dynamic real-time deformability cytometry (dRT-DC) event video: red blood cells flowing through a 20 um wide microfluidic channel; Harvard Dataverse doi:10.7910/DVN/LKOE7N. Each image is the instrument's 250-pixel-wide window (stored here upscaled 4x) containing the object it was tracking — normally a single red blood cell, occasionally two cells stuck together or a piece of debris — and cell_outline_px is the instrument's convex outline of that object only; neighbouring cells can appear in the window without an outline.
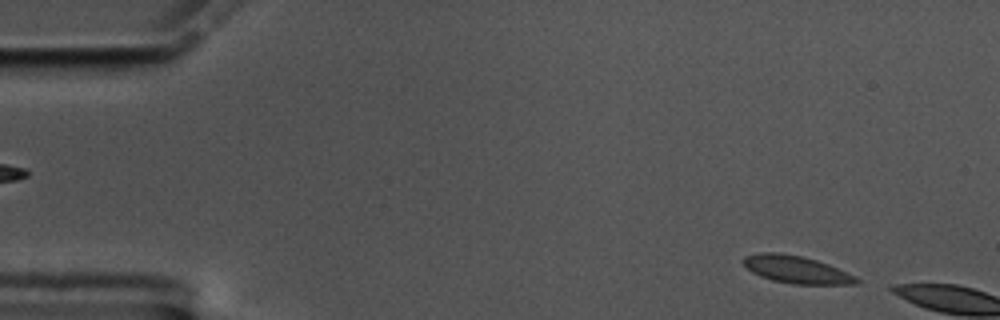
{"species": "common noctule bat (a hibernating species)", "species_latin": "Nyctalus noctula", "temperature_condition": "cold", "stored_images_in_passage": 6, "camera_frame_rate_fps": 3000, "um_per_image_px": 0.085, "animal": {"sex": "male", "body_mass_g": 17.5, "forearm_length_mm": 52.3}, "frame": {"image": 1, "passage_image": 3, "time_ms": 0.667, "image_size_px": [1000, 320], "cell_outline_px": [[860, 280], [856, 284], [792, 284], [772, 280], [760, 276], [752, 272], [740, 260], [744, 256], [764, 252], [780, 252], [804, 256], [828, 264], [856, 276]], "centroid_in_image_um": [67.67, 22.9], "position_along_channel_um": 17.3, "area_um2": 18.15}}